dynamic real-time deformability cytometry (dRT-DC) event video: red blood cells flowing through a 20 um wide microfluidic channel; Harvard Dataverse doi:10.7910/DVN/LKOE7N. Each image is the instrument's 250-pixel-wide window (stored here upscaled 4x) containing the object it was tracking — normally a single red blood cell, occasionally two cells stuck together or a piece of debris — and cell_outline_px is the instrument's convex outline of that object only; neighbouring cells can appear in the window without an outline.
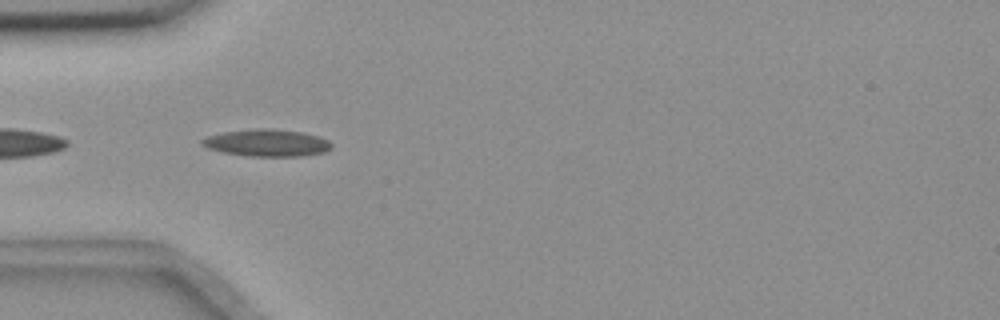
{"species": "common noctule bat (a hibernating species)", "species_latin": "Nyctalus noctula", "temperature_condition": "room temperature", "stored_images_in_passage": 6, "camera_frame_rate_fps": 3000, "um_per_image_px": 0.085, "animal": {"sex": "female", "body_mass_g": 18.4}, "frame": {"image": 1, "passage_image": 2, "time_ms": 0.333, "image_size_px": [1000, 320], "cell_outline_px": [[332, 148], [324, 152], [300, 156], [248, 156], [224, 152], [208, 148], [200, 144], [200, 140], [208, 136], [224, 132], [256, 128], [268, 128], [300, 132], [320, 136], [328, 140], [332, 144]], "centroid_in_image_um": [22.69, 12.14], "position_along_channel_um": 62.3, "area_um2": 20.35}}